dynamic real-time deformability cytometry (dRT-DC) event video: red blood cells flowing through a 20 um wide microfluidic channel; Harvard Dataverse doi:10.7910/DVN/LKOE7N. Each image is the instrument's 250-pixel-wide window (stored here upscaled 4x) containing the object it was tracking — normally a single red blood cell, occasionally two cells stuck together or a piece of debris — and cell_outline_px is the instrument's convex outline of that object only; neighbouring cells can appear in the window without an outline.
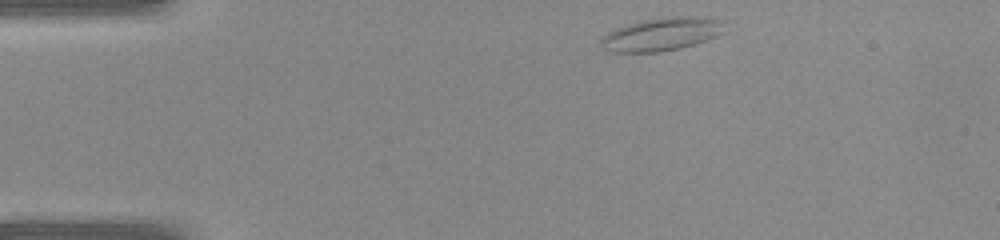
{"species": "common noctule bat (a hibernating species)", "species_latin": "Nyctalus noctula", "temperature_condition": "warm", "stored_images_in_passage": 35, "camera_frame_rate_fps": 3000, "um_per_image_px": 0.085, "animal": {"sex": "female", "body_mass_g": 22.0, "forearm_length_mm": 56.7}, "frame": {"image": 1, "passage_image": 1, "time_ms": 0.0, "image_size_px": [1000, 240], "cell_outline_px": [[724, 32], [716, 36], [680, 48], [660, 52], [612, 52], [600, 48], [600, 40], [608, 32], [616, 28], [640, 20], [668, 16], [708, 16], [724, 20]], "centroid_in_image_um": [56.25, 2.88], "position_along_channel_um": 28.8, "area_um2": 24.16}}
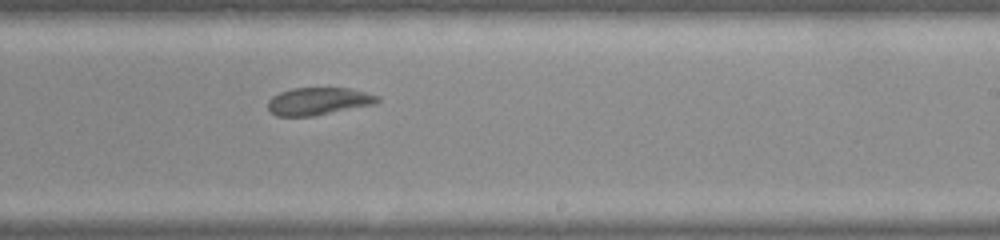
{"frame": {"image": 2, "passage_image": 19, "time_ms": 6.0, "image_size_px": [1000, 240], "cell_outline_px": [[380, 100], [376, 104], [312, 116], [276, 116], [268, 112], [268, 100], [272, 96], [280, 92], [292, 88], [352, 88], [380, 96]], "centroid_in_image_um": [27.06, 8.6], "position_along_channel_um": 261.9, "area_um2": 17.74}}
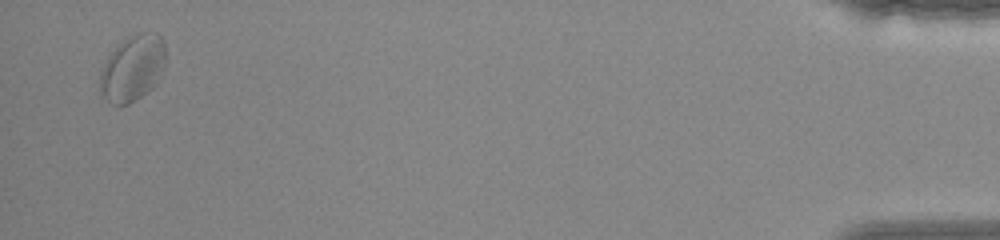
{"frame": {"image": 3, "passage_image": 34, "time_ms": 11.0, "image_size_px": [1000, 240], "cell_outline_px": [[164, 64], [152, 88], [136, 100], [128, 104], [112, 104], [100, 92], [100, 76], [104, 64], [108, 56], [124, 40], [140, 32], [156, 32], [164, 40]], "centroid_in_image_um": [11.27, 5.79], "position_along_channel_um": 423.9, "area_um2": 24.62}}